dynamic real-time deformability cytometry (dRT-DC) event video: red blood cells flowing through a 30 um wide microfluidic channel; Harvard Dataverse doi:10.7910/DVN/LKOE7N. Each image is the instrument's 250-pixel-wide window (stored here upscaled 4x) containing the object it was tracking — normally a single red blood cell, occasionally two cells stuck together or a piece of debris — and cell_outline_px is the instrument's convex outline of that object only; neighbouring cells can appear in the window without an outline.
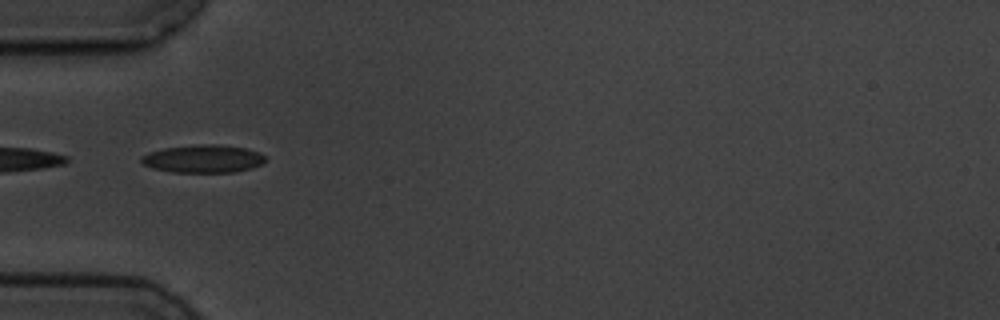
{"species": "common noctule bat (a hibernating species)", "species_latin": "Nyctalus noctula", "temperature_condition": "cold", "stored_images_in_passage": 9, "camera_frame_rate_fps": 3000, "um_per_image_px": 0.085, "animal": {"sex": "male", "body_mass_g": 19.5, "forearm_length_mm": 54.6}, "frame": {"image": 1, "passage_image": 3, "time_ms": 2.333, "image_size_px": [1000, 320], "cell_outline_px": [[268, 160], [252, 168], [232, 172], [172, 172], [152, 168], [144, 164], [140, 160], [140, 156], [148, 152], [164, 148], [200, 144], [216, 144], [248, 148], [264, 156]], "centroid_in_image_um": [17.25, 13.49], "position_along_channel_um": 67.7, "area_um2": 20.17}}
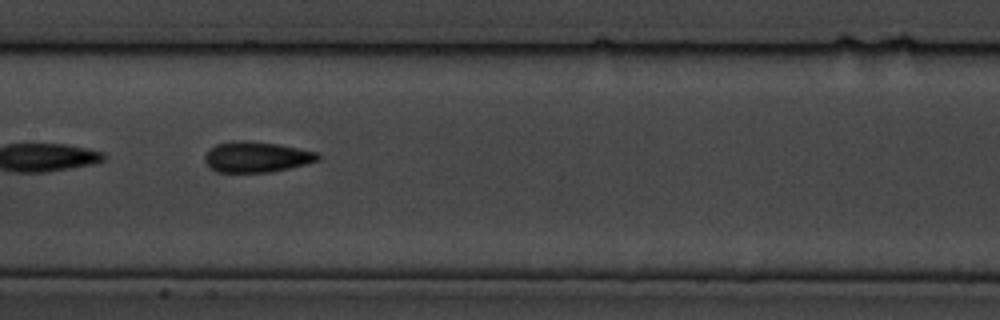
{"frame": {"image": 2, "passage_image": 6, "time_ms": 5.667, "image_size_px": [1000, 320], "cell_outline_px": [[320, 160], [272, 172], [216, 172], [204, 160], [204, 156], [216, 144], [232, 140], [244, 140], [276, 144], [316, 152], [320, 156]], "centroid_in_image_um": [21.78, 13.34], "position_along_channel_um": 185.6, "area_um2": 19.94}}
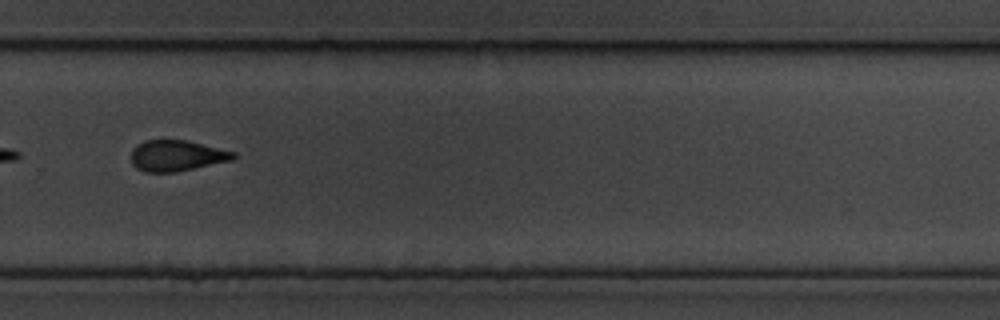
{"frame": {"image": 3, "passage_image": 9, "time_ms": 9.333, "image_size_px": [1000, 320], "cell_outline_px": [[236, 156], [232, 160], [176, 172], [144, 172], [136, 168], [132, 164], [132, 148], [136, 144], [144, 140], [188, 140], [236, 152]], "centroid_in_image_um": [15.01, 13.22], "position_along_channel_um": 314.8, "area_um2": 18.55}}